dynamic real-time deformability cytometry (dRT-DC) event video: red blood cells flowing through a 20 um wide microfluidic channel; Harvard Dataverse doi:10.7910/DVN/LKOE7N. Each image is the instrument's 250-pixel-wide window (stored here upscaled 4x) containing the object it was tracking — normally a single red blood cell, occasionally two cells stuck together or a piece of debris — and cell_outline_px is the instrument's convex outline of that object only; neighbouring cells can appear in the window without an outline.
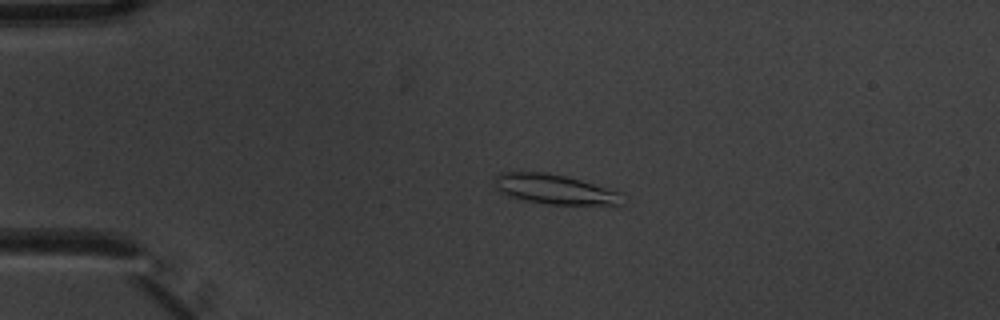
{"species": "common noctule bat (a hibernating species)", "species_latin": "Nyctalus noctula", "temperature_condition": "warm", "stored_images_in_passage": 4, "camera_frame_rate_fps": 3000, "um_per_image_px": 0.085, "animal": {"sex": "male", "body_mass_g": 20.1, "forearm_length_mm": 53.5}, "frame": {"image": 1, "passage_image": 3, "time_ms": 0.667, "image_size_px": [1000, 320], "cell_outline_px": [[620, 204], [548, 204], [524, 200], [508, 196], [500, 192], [496, 188], [492, 180], [492, 176], [500, 172], [548, 172], [580, 180], [620, 192]], "centroid_in_image_um": [46.99, 16.06], "position_along_channel_um": 38.0, "area_um2": 21.91}}